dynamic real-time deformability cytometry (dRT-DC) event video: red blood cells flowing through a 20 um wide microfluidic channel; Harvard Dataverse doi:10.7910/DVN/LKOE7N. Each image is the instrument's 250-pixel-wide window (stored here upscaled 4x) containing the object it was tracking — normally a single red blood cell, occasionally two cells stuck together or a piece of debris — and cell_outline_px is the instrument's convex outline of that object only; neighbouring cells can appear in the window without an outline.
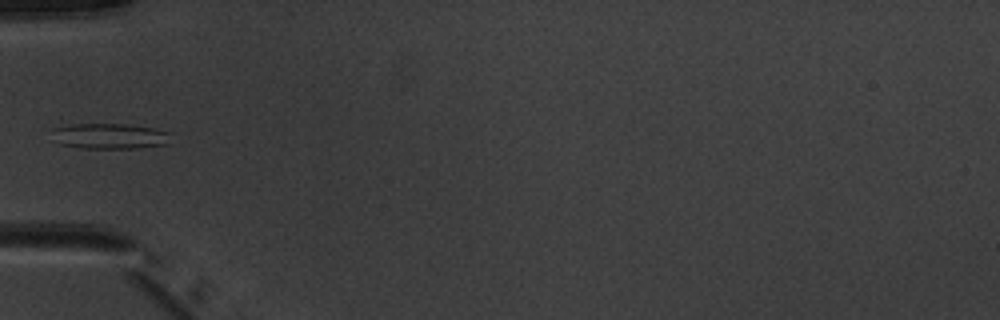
{"species": "common noctule bat (a hibernating species)", "species_latin": "Nyctalus noctula", "temperature_condition": "warm", "stored_images_in_passage": 6, "camera_frame_rate_fps": 3000, "um_per_image_px": 0.085, "animal": {"sex": "male", "body_mass_g": 20.1, "forearm_length_mm": 53.5}, "frame": {"image": 1, "passage_image": 5, "time_ms": 4.667, "image_size_px": [1000, 320], "cell_outline_px": [[172, 144], [136, 148], [84, 148], [60, 144], [52, 128], [72, 124], [124, 124], [152, 128], [172, 132]], "centroid_in_image_um": [9.46, 11.57], "position_along_channel_um": 75.5, "area_um2": 17.69}}